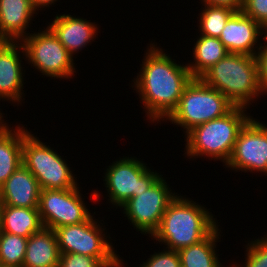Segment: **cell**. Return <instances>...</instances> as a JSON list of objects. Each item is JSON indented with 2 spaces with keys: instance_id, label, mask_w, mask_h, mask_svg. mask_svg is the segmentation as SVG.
Segmentation results:
<instances>
[{
  "instance_id": "7402d4cb",
  "label": "cell",
  "mask_w": 267,
  "mask_h": 267,
  "mask_svg": "<svg viewBox=\"0 0 267 267\" xmlns=\"http://www.w3.org/2000/svg\"><path fill=\"white\" fill-rule=\"evenodd\" d=\"M192 48L193 62L187 67L193 78H200L208 69L222 60L229 52L219 38L197 35Z\"/></svg>"
},
{
  "instance_id": "5b68a950",
  "label": "cell",
  "mask_w": 267,
  "mask_h": 267,
  "mask_svg": "<svg viewBox=\"0 0 267 267\" xmlns=\"http://www.w3.org/2000/svg\"><path fill=\"white\" fill-rule=\"evenodd\" d=\"M234 107L217 89L201 78H193L185 87L177 107L164 121L180 126L186 134L195 126L226 115Z\"/></svg>"
},
{
  "instance_id": "cb8c5ba5",
  "label": "cell",
  "mask_w": 267,
  "mask_h": 267,
  "mask_svg": "<svg viewBox=\"0 0 267 267\" xmlns=\"http://www.w3.org/2000/svg\"><path fill=\"white\" fill-rule=\"evenodd\" d=\"M28 238L0 232V265L22 267Z\"/></svg>"
},
{
  "instance_id": "1f68e13d",
  "label": "cell",
  "mask_w": 267,
  "mask_h": 267,
  "mask_svg": "<svg viewBox=\"0 0 267 267\" xmlns=\"http://www.w3.org/2000/svg\"><path fill=\"white\" fill-rule=\"evenodd\" d=\"M0 110L2 111V109L0 108ZM0 111V128H2L7 122L5 121L6 119H4V118H6L4 115H5V113H2Z\"/></svg>"
},
{
  "instance_id": "9c48e42d",
  "label": "cell",
  "mask_w": 267,
  "mask_h": 267,
  "mask_svg": "<svg viewBox=\"0 0 267 267\" xmlns=\"http://www.w3.org/2000/svg\"><path fill=\"white\" fill-rule=\"evenodd\" d=\"M115 160L103 173V186L107 190L109 205L116 209L136 194L146 191L162 176L135 156H123Z\"/></svg>"
},
{
  "instance_id": "4fadbf2b",
  "label": "cell",
  "mask_w": 267,
  "mask_h": 267,
  "mask_svg": "<svg viewBox=\"0 0 267 267\" xmlns=\"http://www.w3.org/2000/svg\"><path fill=\"white\" fill-rule=\"evenodd\" d=\"M25 50L20 41H0V101L18 106L25 100ZM22 58V59H21ZM23 98V99H22Z\"/></svg>"
},
{
  "instance_id": "ac0fdd59",
  "label": "cell",
  "mask_w": 267,
  "mask_h": 267,
  "mask_svg": "<svg viewBox=\"0 0 267 267\" xmlns=\"http://www.w3.org/2000/svg\"><path fill=\"white\" fill-rule=\"evenodd\" d=\"M59 259L55 231L43 227L28 238L22 267H58Z\"/></svg>"
},
{
  "instance_id": "3957f363",
  "label": "cell",
  "mask_w": 267,
  "mask_h": 267,
  "mask_svg": "<svg viewBox=\"0 0 267 267\" xmlns=\"http://www.w3.org/2000/svg\"><path fill=\"white\" fill-rule=\"evenodd\" d=\"M200 78L221 92L234 106L250 110L252 103L261 95L265 96L259 84L256 56L228 53Z\"/></svg>"
},
{
  "instance_id": "484cf974",
  "label": "cell",
  "mask_w": 267,
  "mask_h": 267,
  "mask_svg": "<svg viewBox=\"0 0 267 267\" xmlns=\"http://www.w3.org/2000/svg\"><path fill=\"white\" fill-rule=\"evenodd\" d=\"M149 256L139 267H181L178 251L163 248Z\"/></svg>"
},
{
  "instance_id": "30bf717a",
  "label": "cell",
  "mask_w": 267,
  "mask_h": 267,
  "mask_svg": "<svg viewBox=\"0 0 267 267\" xmlns=\"http://www.w3.org/2000/svg\"><path fill=\"white\" fill-rule=\"evenodd\" d=\"M169 186L162 175L146 191L136 194L118 208L131 222L133 229L150 238L159 228L166 208L178 195Z\"/></svg>"
},
{
  "instance_id": "7c38bea8",
  "label": "cell",
  "mask_w": 267,
  "mask_h": 267,
  "mask_svg": "<svg viewBox=\"0 0 267 267\" xmlns=\"http://www.w3.org/2000/svg\"><path fill=\"white\" fill-rule=\"evenodd\" d=\"M225 167L235 172H260L267 176V124L253 116L245 123Z\"/></svg>"
},
{
  "instance_id": "ffe728a7",
  "label": "cell",
  "mask_w": 267,
  "mask_h": 267,
  "mask_svg": "<svg viewBox=\"0 0 267 267\" xmlns=\"http://www.w3.org/2000/svg\"><path fill=\"white\" fill-rule=\"evenodd\" d=\"M43 227L38 208L1 206L0 232L29 238Z\"/></svg>"
},
{
  "instance_id": "d6986e66",
  "label": "cell",
  "mask_w": 267,
  "mask_h": 267,
  "mask_svg": "<svg viewBox=\"0 0 267 267\" xmlns=\"http://www.w3.org/2000/svg\"><path fill=\"white\" fill-rule=\"evenodd\" d=\"M0 128V186L22 165L23 138L29 132L23 124Z\"/></svg>"
},
{
  "instance_id": "f546056e",
  "label": "cell",
  "mask_w": 267,
  "mask_h": 267,
  "mask_svg": "<svg viewBox=\"0 0 267 267\" xmlns=\"http://www.w3.org/2000/svg\"><path fill=\"white\" fill-rule=\"evenodd\" d=\"M202 5L225 6L240 11L242 0H200Z\"/></svg>"
},
{
  "instance_id": "ba28073f",
  "label": "cell",
  "mask_w": 267,
  "mask_h": 267,
  "mask_svg": "<svg viewBox=\"0 0 267 267\" xmlns=\"http://www.w3.org/2000/svg\"><path fill=\"white\" fill-rule=\"evenodd\" d=\"M30 32L20 41L25 50L26 64L37 69L44 77L69 81L74 78L77 69L74 57L54 33L47 26L38 32Z\"/></svg>"
},
{
  "instance_id": "277c9868",
  "label": "cell",
  "mask_w": 267,
  "mask_h": 267,
  "mask_svg": "<svg viewBox=\"0 0 267 267\" xmlns=\"http://www.w3.org/2000/svg\"><path fill=\"white\" fill-rule=\"evenodd\" d=\"M248 108L235 106L226 115L195 126L184 136L188 159L202 158L223 162L231 157L240 129L252 117Z\"/></svg>"
},
{
  "instance_id": "4316f807",
  "label": "cell",
  "mask_w": 267,
  "mask_h": 267,
  "mask_svg": "<svg viewBox=\"0 0 267 267\" xmlns=\"http://www.w3.org/2000/svg\"><path fill=\"white\" fill-rule=\"evenodd\" d=\"M241 11L267 32V0H242Z\"/></svg>"
},
{
  "instance_id": "d4e9b609",
  "label": "cell",
  "mask_w": 267,
  "mask_h": 267,
  "mask_svg": "<svg viewBox=\"0 0 267 267\" xmlns=\"http://www.w3.org/2000/svg\"><path fill=\"white\" fill-rule=\"evenodd\" d=\"M245 248L246 254L243 264L233 262L231 267H267V233L262 238L248 240Z\"/></svg>"
},
{
  "instance_id": "e0dca14e",
  "label": "cell",
  "mask_w": 267,
  "mask_h": 267,
  "mask_svg": "<svg viewBox=\"0 0 267 267\" xmlns=\"http://www.w3.org/2000/svg\"><path fill=\"white\" fill-rule=\"evenodd\" d=\"M34 14L38 12L30 0H0V41H21L28 36Z\"/></svg>"
},
{
  "instance_id": "2e32d148",
  "label": "cell",
  "mask_w": 267,
  "mask_h": 267,
  "mask_svg": "<svg viewBox=\"0 0 267 267\" xmlns=\"http://www.w3.org/2000/svg\"><path fill=\"white\" fill-rule=\"evenodd\" d=\"M0 192L2 205L38 208L41 188L23 164L0 186Z\"/></svg>"
},
{
  "instance_id": "5bb4252c",
  "label": "cell",
  "mask_w": 267,
  "mask_h": 267,
  "mask_svg": "<svg viewBox=\"0 0 267 267\" xmlns=\"http://www.w3.org/2000/svg\"><path fill=\"white\" fill-rule=\"evenodd\" d=\"M266 31L241 10L236 11L224 26L219 37L229 53L256 56Z\"/></svg>"
},
{
  "instance_id": "83f0119b",
  "label": "cell",
  "mask_w": 267,
  "mask_h": 267,
  "mask_svg": "<svg viewBox=\"0 0 267 267\" xmlns=\"http://www.w3.org/2000/svg\"><path fill=\"white\" fill-rule=\"evenodd\" d=\"M58 267H106L98 258L76 253H60Z\"/></svg>"
},
{
  "instance_id": "44dd1931",
  "label": "cell",
  "mask_w": 267,
  "mask_h": 267,
  "mask_svg": "<svg viewBox=\"0 0 267 267\" xmlns=\"http://www.w3.org/2000/svg\"><path fill=\"white\" fill-rule=\"evenodd\" d=\"M220 232L221 228L218 226L201 242L179 249L181 267H225L218 257L220 255L216 247L221 241Z\"/></svg>"
},
{
  "instance_id": "603a6c76",
  "label": "cell",
  "mask_w": 267,
  "mask_h": 267,
  "mask_svg": "<svg viewBox=\"0 0 267 267\" xmlns=\"http://www.w3.org/2000/svg\"><path fill=\"white\" fill-rule=\"evenodd\" d=\"M197 24L200 35L219 38L224 26L236 10L225 6L202 5ZM199 22V23H198Z\"/></svg>"
},
{
  "instance_id": "6da1fadb",
  "label": "cell",
  "mask_w": 267,
  "mask_h": 267,
  "mask_svg": "<svg viewBox=\"0 0 267 267\" xmlns=\"http://www.w3.org/2000/svg\"><path fill=\"white\" fill-rule=\"evenodd\" d=\"M144 51L132 88L139 95L149 123L164 120L177 107L185 87L193 79L186 63H177L171 55L151 41ZM157 122V123H156Z\"/></svg>"
},
{
  "instance_id": "d6a6232c",
  "label": "cell",
  "mask_w": 267,
  "mask_h": 267,
  "mask_svg": "<svg viewBox=\"0 0 267 267\" xmlns=\"http://www.w3.org/2000/svg\"><path fill=\"white\" fill-rule=\"evenodd\" d=\"M2 200H1V192H0V212H1Z\"/></svg>"
},
{
  "instance_id": "8fae6325",
  "label": "cell",
  "mask_w": 267,
  "mask_h": 267,
  "mask_svg": "<svg viewBox=\"0 0 267 267\" xmlns=\"http://www.w3.org/2000/svg\"><path fill=\"white\" fill-rule=\"evenodd\" d=\"M80 185L69 189H43L40 192L38 210L45 228H56L80 224L92 214L84 201ZM85 202V203H84Z\"/></svg>"
},
{
  "instance_id": "7a4b0ae2",
  "label": "cell",
  "mask_w": 267,
  "mask_h": 267,
  "mask_svg": "<svg viewBox=\"0 0 267 267\" xmlns=\"http://www.w3.org/2000/svg\"><path fill=\"white\" fill-rule=\"evenodd\" d=\"M204 206L178 194L166 208L151 240L174 251L201 242L220 226L219 220Z\"/></svg>"
},
{
  "instance_id": "f1b7e54d",
  "label": "cell",
  "mask_w": 267,
  "mask_h": 267,
  "mask_svg": "<svg viewBox=\"0 0 267 267\" xmlns=\"http://www.w3.org/2000/svg\"><path fill=\"white\" fill-rule=\"evenodd\" d=\"M263 43L256 55L258 62L259 84L262 92L267 95V32L262 38Z\"/></svg>"
},
{
  "instance_id": "836d02e7",
  "label": "cell",
  "mask_w": 267,
  "mask_h": 267,
  "mask_svg": "<svg viewBox=\"0 0 267 267\" xmlns=\"http://www.w3.org/2000/svg\"><path fill=\"white\" fill-rule=\"evenodd\" d=\"M0 267H15V266H4V265H0Z\"/></svg>"
},
{
  "instance_id": "4dcf8cb0",
  "label": "cell",
  "mask_w": 267,
  "mask_h": 267,
  "mask_svg": "<svg viewBox=\"0 0 267 267\" xmlns=\"http://www.w3.org/2000/svg\"><path fill=\"white\" fill-rule=\"evenodd\" d=\"M31 1V4L32 6L35 8V10L37 12H39V10H44L54 4H56V1L58 2L59 0H30Z\"/></svg>"
},
{
  "instance_id": "8992f818",
  "label": "cell",
  "mask_w": 267,
  "mask_h": 267,
  "mask_svg": "<svg viewBox=\"0 0 267 267\" xmlns=\"http://www.w3.org/2000/svg\"><path fill=\"white\" fill-rule=\"evenodd\" d=\"M102 221L104 222L97 220L93 214L80 224L56 228L54 231L60 253H76L98 258L106 267H126L127 263H124L123 257L115 251L112 238L105 232V222L101 223Z\"/></svg>"
},
{
  "instance_id": "52a82bcc",
  "label": "cell",
  "mask_w": 267,
  "mask_h": 267,
  "mask_svg": "<svg viewBox=\"0 0 267 267\" xmlns=\"http://www.w3.org/2000/svg\"><path fill=\"white\" fill-rule=\"evenodd\" d=\"M46 143L29 131L23 138L22 164L37 179L41 190L77 187V177L67 159Z\"/></svg>"
},
{
  "instance_id": "9a60e30c",
  "label": "cell",
  "mask_w": 267,
  "mask_h": 267,
  "mask_svg": "<svg viewBox=\"0 0 267 267\" xmlns=\"http://www.w3.org/2000/svg\"><path fill=\"white\" fill-rule=\"evenodd\" d=\"M74 16L70 13L60 15L57 13L52 22H48L47 25L73 57L79 51L87 48L92 41L94 42L98 37V32L100 33L96 22Z\"/></svg>"
}]
</instances>
